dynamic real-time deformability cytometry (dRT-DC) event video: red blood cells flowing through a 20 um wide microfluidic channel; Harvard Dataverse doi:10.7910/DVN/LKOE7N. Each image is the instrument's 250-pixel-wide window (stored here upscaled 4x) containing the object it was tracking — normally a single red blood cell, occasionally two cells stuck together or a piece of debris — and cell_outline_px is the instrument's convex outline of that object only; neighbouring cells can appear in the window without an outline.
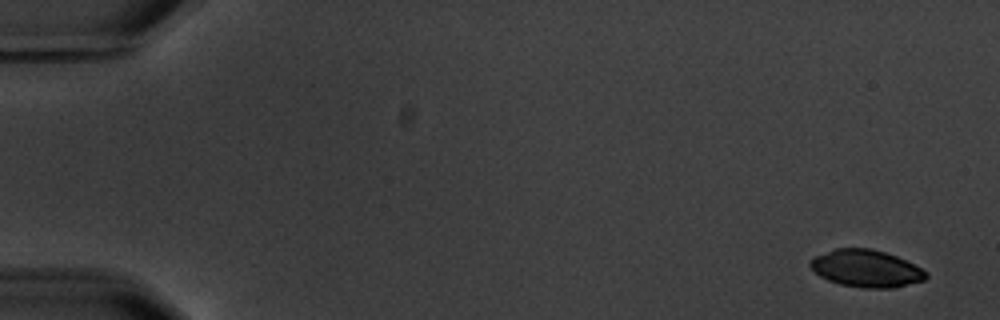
{"species": "common noctule bat (a hibernating species)", "species_latin": "Nyctalus noctula", "temperature_condition": "warm", "stored_images_in_passage": 15, "camera_frame_rate_fps": 3000, "um_per_image_px": 0.085, "animal": {"sex": "male", "body_mass_g": 20.1, "forearm_length_mm": 53.5}, "frame": {"image": 1, "passage_image": 1, "time_ms": 0.0, "image_size_px": [1000, 320], "cell_outline_px": [[928, 276], [924, 280], [892, 288], [864, 288], [840, 284], [828, 280], [820, 276], [808, 264], [816, 256], [836, 248], [872, 248], [896, 256], [928, 272]], "centroid_in_image_um": [73.63, 22.82], "position_along_channel_um": 11.4, "area_um2": 24.8}}
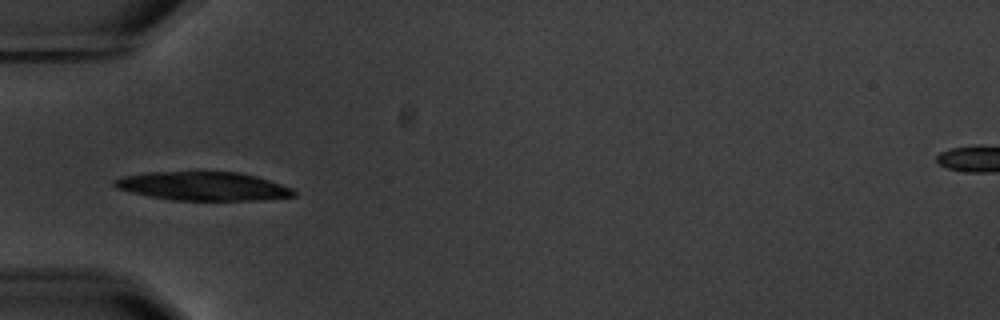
{"frame": {"image": 2, "passage_image": 5, "time_ms": 5.667, "image_size_px": [1000, 320], "cell_outline_px": [[296, 196], [264, 200], [172, 200], [148, 196], [116, 188], [112, 184], [112, 180], [124, 176], [148, 172], [196, 168], [240, 172], [256, 176], [292, 188], [296, 192]], "centroid_in_image_um": [17.24, 15.77], "position_along_channel_um": 67.8, "area_um2": 31.27}, "authors_computed_cell_mechanics": {"area_um2": 29.9982, "velocity_mm_per_s": 3.5112, "shape_relaxation_time_tau1_ms": 4.6836, "shape_relaxation_time_tau2_ms": 1.3744, "deformation_change_tau1": 0.2031, "deformation_change_tau2": 0.0406}}